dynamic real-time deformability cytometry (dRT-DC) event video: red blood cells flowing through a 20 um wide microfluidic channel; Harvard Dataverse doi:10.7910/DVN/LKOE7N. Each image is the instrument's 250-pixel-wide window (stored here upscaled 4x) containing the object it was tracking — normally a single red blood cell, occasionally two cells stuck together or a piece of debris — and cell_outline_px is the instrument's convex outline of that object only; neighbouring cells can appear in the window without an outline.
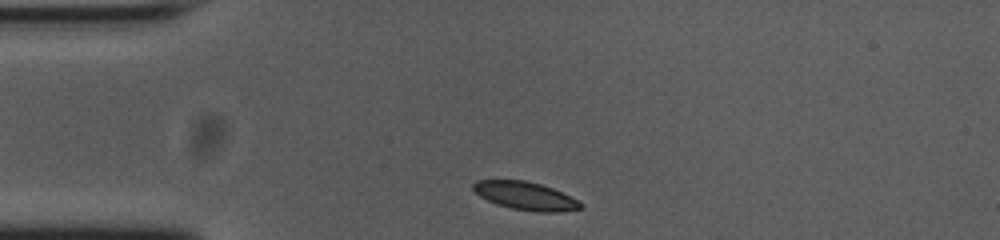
{"species": "common noctule bat (a hibernating species)", "species_latin": "Nyctalus noctula", "temperature_condition": "cold", "stored_images_in_passage": 33, "camera_frame_rate_fps": 3000, "um_per_image_px": 0.085, "animal": {"sex": "female", "body_mass_g": 23.0, "forearm_length_mm": 53.4}, "frame": {"image": 1, "passage_image": 1, "time_ms": 0.0, "image_size_px": [1000, 240], "cell_outline_px": [[584, 204], [580, 208], [560, 212], [536, 212], [512, 208], [496, 204], [480, 196], [472, 188], [472, 184], [476, 180], [524, 180], [540, 184], [552, 188], [580, 200]], "centroid_in_image_um": [44.68, 16.65], "position_along_channel_um": 40.3, "area_um2": 17.57}}
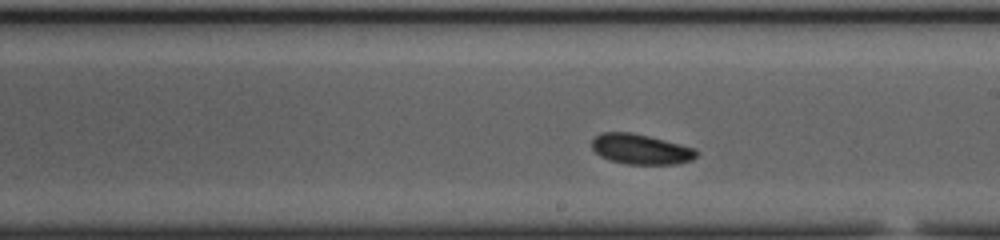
{"frame": {"image": 2, "passage_image": 19, "time_ms": 6.0, "image_size_px": [1000, 240], "cell_outline_px": [[696, 156], [692, 160], [676, 164], [628, 164], [608, 160], [600, 156], [592, 148], [592, 140], [596, 136], [604, 132], [632, 132], [696, 148]], "centroid_in_image_um": [54.45, 12.68], "position_along_channel_um": 234.5, "area_um2": 18.32}}
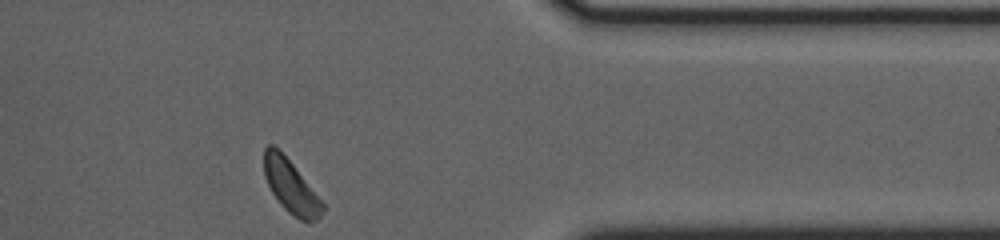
{"frame": {"image": 3, "passage_image": 33, "time_ms": 10.667, "image_size_px": [1000, 240], "cell_outline_px": [[324, 208], [320, 216], [316, 220], [300, 220], [288, 212], [280, 204], [272, 192], [264, 176], [264, 148], [268, 144], [272, 144], [292, 164], [324, 204]], "centroid_in_image_um": [24.69, 15.85], "position_along_channel_um": 386.7, "area_um2": 17.51}, "authors_computed_cell_mechanics": {"area_um2": 18.3804, "velocity_mm_per_s": 3.6746, "shape_relaxation_time_tau1_ms": 2.7004, "shape_relaxation_time_tau2_ms": null, "deformation_change_tau1": 0.1105, "deformation_change_tau2": null}}